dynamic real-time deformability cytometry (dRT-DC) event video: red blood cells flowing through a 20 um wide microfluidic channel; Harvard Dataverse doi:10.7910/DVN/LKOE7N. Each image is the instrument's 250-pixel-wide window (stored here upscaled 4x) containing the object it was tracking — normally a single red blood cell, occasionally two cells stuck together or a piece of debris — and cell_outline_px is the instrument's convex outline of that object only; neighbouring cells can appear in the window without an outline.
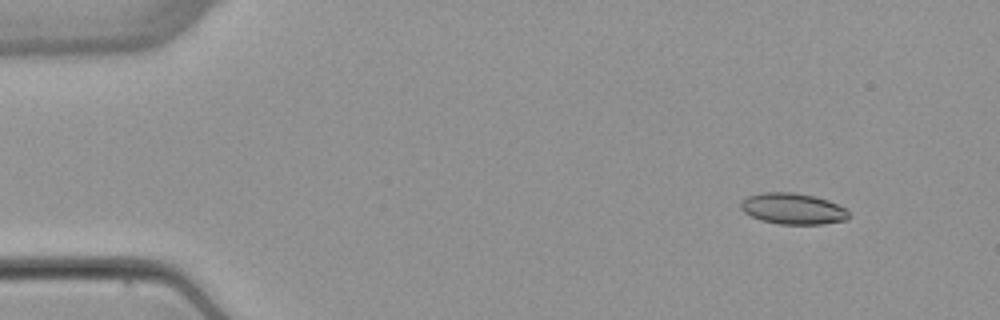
{"species": "common noctule bat (a hibernating species)", "species_latin": "Nyctalus noctula", "temperature_condition": "warm", "stored_images_in_passage": 5, "camera_frame_rate_fps": 3000, "um_per_image_px": 0.085, "animal": {"sex": "female", "body_mass_g": 22.7, "forearm_length_mm": 54.2}, "frame": {"image": 1, "passage_image": 1, "time_ms": 0.0, "image_size_px": [1000, 320], "cell_outline_px": [[852, 216], [848, 220], [824, 224], [780, 224], [760, 220], [744, 212], [740, 208], [740, 204], [748, 196], [764, 192], [792, 192], [812, 196], [828, 200], [848, 208]], "centroid_in_image_um": [67.47, 17.75], "position_along_channel_um": 17.5, "area_um2": 19.77}}
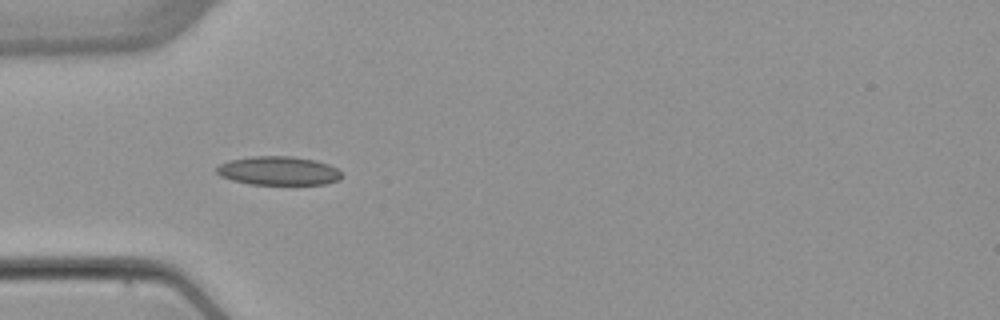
{"frame": {"image": 2, "passage_image": 4, "time_ms": 3.667, "image_size_px": [1000, 320], "cell_outline_px": [[340, 180], [324, 184], [248, 184], [232, 180], [220, 176], [216, 172], [216, 168], [220, 164], [228, 160], [252, 156], [292, 156], [316, 160], [328, 164], [336, 168], [340, 172]], "centroid_in_image_um": [23.64, 14.51], "position_along_channel_um": 61.4, "area_um2": 20.98}}
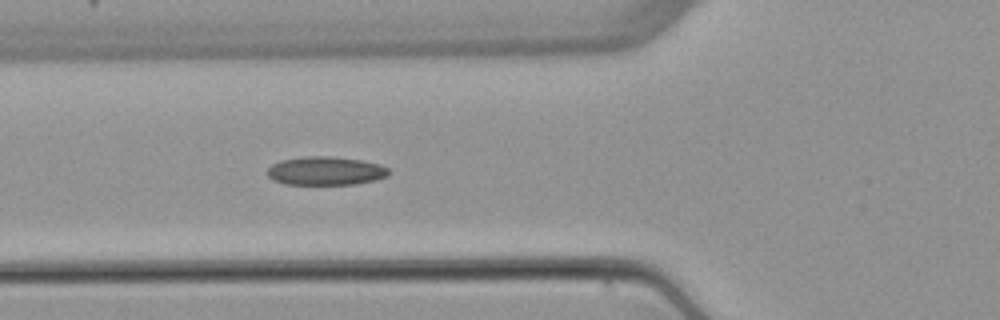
{"frame": {"image": 3, "passage_image": 5, "time_ms": 4.667, "image_size_px": [1000, 320], "cell_outline_px": [[392, 172], [388, 176], [376, 180], [356, 184], [284, 184], [272, 180], [268, 176], [268, 168], [272, 164], [280, 160], [304, 156], [332, 156], [360, 160], [380, 164], [388, 168]], "centroid_in_image_um": [27.7, 14.52], "position_along_channel_um": 98.1, "area_um2": 20.4}}